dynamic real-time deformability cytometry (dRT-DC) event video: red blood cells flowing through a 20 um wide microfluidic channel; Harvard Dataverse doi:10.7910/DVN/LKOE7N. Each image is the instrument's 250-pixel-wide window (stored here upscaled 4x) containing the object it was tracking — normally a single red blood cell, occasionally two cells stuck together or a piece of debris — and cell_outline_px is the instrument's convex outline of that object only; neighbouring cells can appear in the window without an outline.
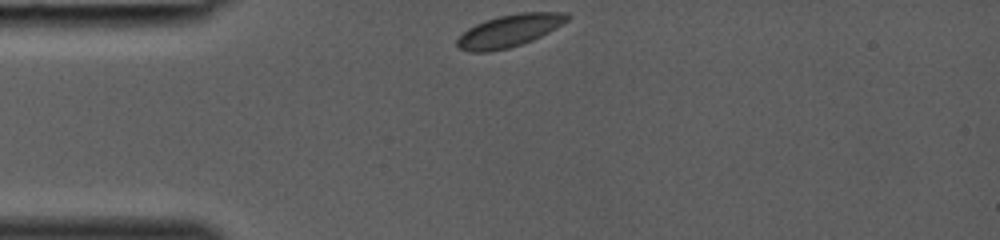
{"species": "common noctule bat (a hibernating species)", "species_latin": "Nyctalus noctula", "temperature_condition": "room temperature", "stored_images_in_passage": 26, "camera_frame_rate_fps": 3000, "um_per_image_px": 0.085, "animal": {"sex": "female", "body_mass_g": 19.0, "forearm_length_mm": 53.3}, "frame": {"image": 1, "passage_image": 1, "time_ms": 0.0, "image_size_px": [1000, 240], "cell_outline_px": [[572, 16], [568, 20], [556, 28], [532, 40], [508, 48], [488, 52], [468, 52], [460, 48], [456, 44], [456, 40], [468, 28], [484, 20], [500, 16], [520, 12], [564, 12]], "centroid_in_image_um": [43.29, 2.61], "position_along_channel_um": 41.7, "area_um2": 20.63}}
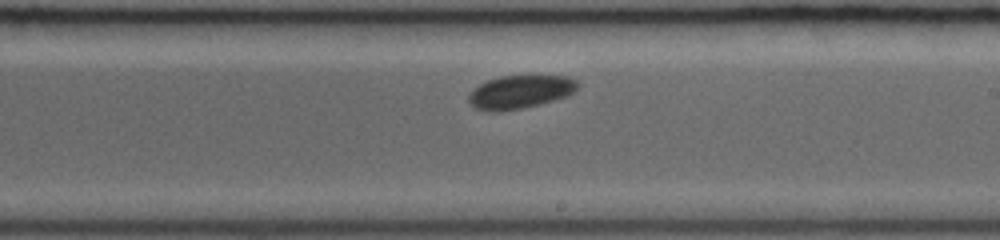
{"frame": {"image": 2, "passage_image": 15, "time_ms": 4.667, "image_size_px": [1000, 240], "cell_outline_px": [[580, 84], [568, 96], [524, 108], [500, 112], [488, 112], [476, 108], [468, 100], [468, 96], [480, 84], [488, 80], [500, 76], [568, 76], [576, 80]], "centroid_in_image_um": [44.22, 7.82], "position_along_channel_um": 244.8, "area_um2": 21.04}}
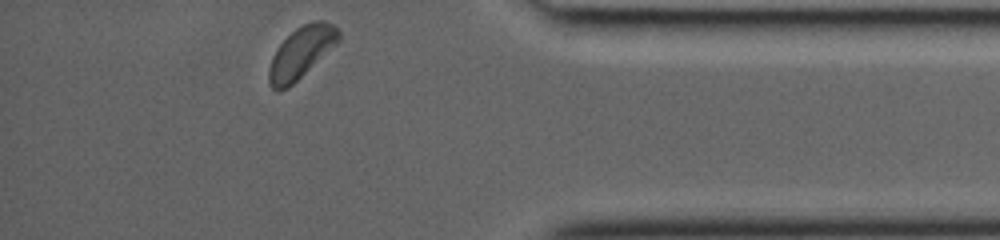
{"frame": {"image": 3, "passage_image": 26, "time_ms": 8.333, "image_size_px": [1000, 240], "cell_outline_px": [[340, 40], [336, 44], [288, 88], [280, 92], [276, 92], [272, 88], [268, 80], [268, 68], [272, 56], [276, 48], [296, 28], [304, 24], [316, 20], [324, 20], [332, 24], [340, 32]], "centroid_in_image_um": [25.57, 4.48], "position_along_channel_um": 409.6, "area_um2": 20.75}}